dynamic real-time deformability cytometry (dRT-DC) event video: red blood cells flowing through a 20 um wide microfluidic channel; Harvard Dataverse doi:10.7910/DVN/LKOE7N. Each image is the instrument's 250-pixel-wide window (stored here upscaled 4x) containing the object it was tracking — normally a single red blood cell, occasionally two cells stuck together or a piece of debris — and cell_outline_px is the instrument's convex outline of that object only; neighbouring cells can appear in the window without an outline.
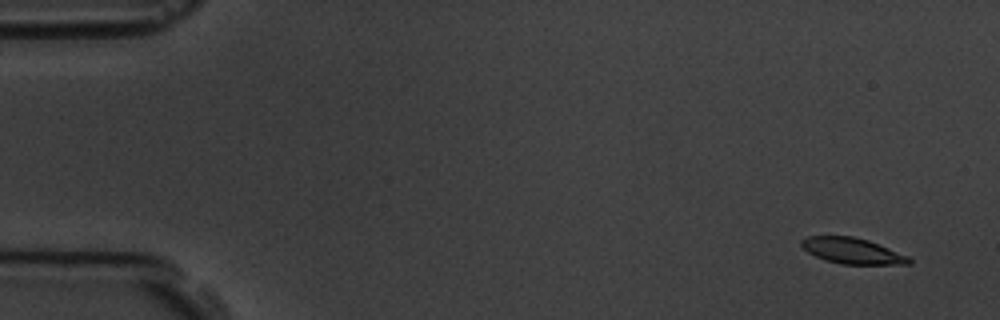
{"species": "common noctule bat (a hibernating species)", "species_latin": "Nyctalus noctula", "temperature_condition": "room temperature", "stored_images_in_passage": 6, "camera_frame_rate_fps": 3000, "um_per_image_px": 0.085, "animal": {"sex": "male", "body_mass_g": 19.5, "forearm_length_mm": 54.6}, "frame": {"image": 1, "passage_image": 2, "time_ms": 1.0, "image_size_px": [1000, 320], "cell_outline_px": [[912, 264], [840, 264], [824, 260], [808, 252], [800, 244], [800, 240], [808, 236], [852, 236], [868, 240], [908, 256], [912, 260]], "centroid_in_image_um": [72.43, 21.32], "position_along_channel_um": 12.6, "area_um2": 16.13}}
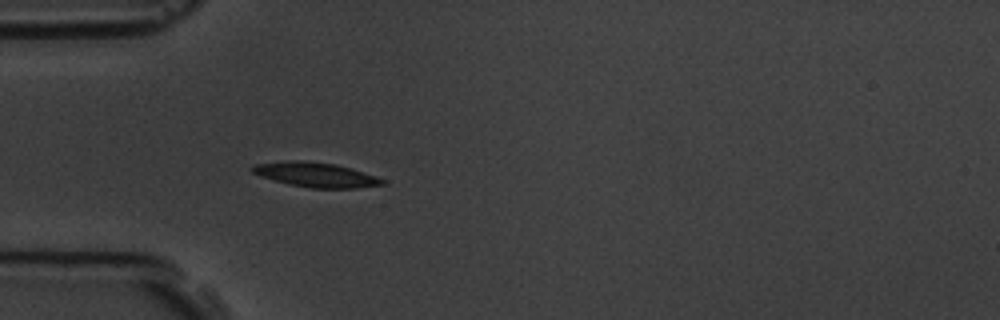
{"frame": {"image": 2, "passage_image": 6, "time_ms": 5.667, "image_size_px": [1000, 320], "cell_outline_px": [[384, 184], [356, 188], [312, 188], [288, 184], [260, 176], [252, 172], [248, 168], [256, 164], [288, 160], [304, 160], [336, 164], [376, 176], [384, 180]], "centroid_in_image_um": [26.79, 14.84], "position_along_channel_um": 58.2, "area_um2": 18.61}}